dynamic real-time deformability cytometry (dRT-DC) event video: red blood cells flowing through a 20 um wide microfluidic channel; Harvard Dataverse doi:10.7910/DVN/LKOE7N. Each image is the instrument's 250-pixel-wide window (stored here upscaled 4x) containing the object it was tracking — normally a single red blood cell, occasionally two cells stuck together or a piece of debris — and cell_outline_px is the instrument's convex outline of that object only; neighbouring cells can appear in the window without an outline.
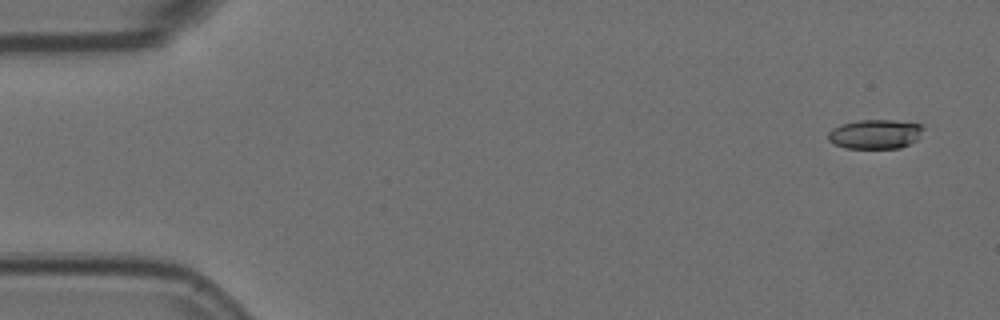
{"species": "Egyptian fruit bat (a non-hibernating species)", "species_latin": "Rousettus aegyptiacus", "temperature_condition": "room temperature", "stored_images_in_passage": 5, "camera_frame_rate_fps": 3000, "um_per_image_px": 0.085, "animal": {"sex": "female"}, "frame": {"image": 1, "passage_image": 1, "time_ms": 0.0, "image_size_px": [1000, 320], "cell_outline_px": [[924, 128], [916, 140], [900, 148], [844, 148], [828, 140], [828, 132], [832, 128], [840, 124], [860, 120], [892, 120], [924, 124]], "centroid_in_image_um": [74.39, 11.39], "position_along_channel_um": 10.6, "area_um2": 16.3}}
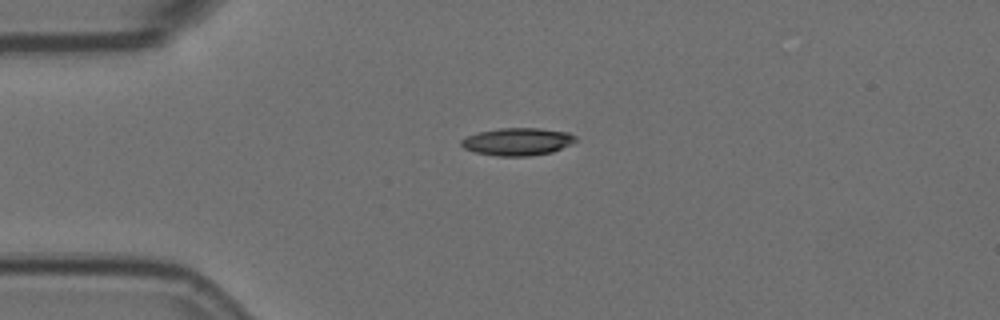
{"frame": {"image": 2, "passage_image": 4, "time_ms": 1.0, "image_size_px": [1000, 320], "cell_outline_px": [[580, 140], [572, 144], [552, 152], [528, 156], [496, 156], [476, 152], [464, 148], [460, 144], [460, 140], [468, 136], [480, 132], [500, 128], [540, 128], [568, 132], [576, 136]], "centroid_in_image_um": [44.04, 12.04], "position_along_channel_um": 41.0, "area_um2": 18.44}}